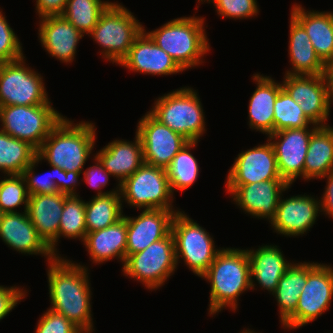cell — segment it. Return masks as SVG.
<instances>
[{
	"mask_svg": "<svg viewBox=\"0 0 333 333\" xmlns=\"http://www.w3.org/2000/svg\"><path fill=\"white\" fill-rule=\"evenodd\" d=\"M122 203L138 210H175L166 169L143 163L119 185Z\"/></svg>",
	"mask_w": 333,
	"mask_h": 333,
	"instance_id": "cell-11",
	"label": "cell"
},
{
	"mask_svg": "<svg viewBox=\"0 0 333 333\" xmlns=\"http://www.w3.org/2000/svg\"><path fill=\"white\" fill-rule=\"evenodd\" d=\"M283 88L299 104L305 116L315 125L328 126L331 99L326 74H284Z\"/></svg>",
	"mask_w": 333,
	"mask_h": 333,
	"instance_id": "cell-13",
	"label": "cell"
},
{
	"mask_svg": "<svg viewBox=\"0 0 333 333\" xmlns=\"http://www.w3.org/2000/svg\"><path fill=\"white\" fill-rule=\"evenodd\" d=\"M136 217H123L127 220L126 258L145 250L150 244L165 238L171 232V224L176 210L146 209Z\"/></svg>",
	"mask_w": 333,
	"mask_h": 333,
	"instance_id": "cell-19",
	"label": "cell"
},
{
	"mask_svg": "<svg viewBox=\"0 0 333 333\" xmlns=\"http://www.w3.org/2000/svg\"><path fill=\"white\" fill-rule=\"evenodd\" d=\"M127 220L123 217L117 223L87 233L84 244L93 264L105 263L117 258L124 264L127 246Z\"/></svg>",
	"mask_w": 333,
	"mask_h": 333,
	"instance_id": "cell-27",
	"label": "cell"
},
{
	"mask_svg": "<svg viewBox=\"0 0 333 333\" xmlns=\"http://www.w3.org/2000/svg\"><path fill=\"white\" fill-rule=\"evenodd\" d=\"M120 192L91 197L85 202L87 233L109 227L123 218Z\"/></svg>",
	"mask_w": 333,
	"mask_h": 333,
	"instance_id": "cell-32",
	"label": "cell"
},
{
	"mask_svg": "<svg viewBox=\"0 0 333 333\" xmlns=\"http://www.w3.org/2000/svg\"><path fill=\"white\" fill-rule=\"evenodd\" d=\"M307 281V262L292 263L272 293L280 314L281 324L295 311L298 299Z\"/></svg>",
	"mask_w": 333,
	"mask_h": 333,
	"instance_id": "cell-31",
	"label": "cell"
},
{
	"mask_svg": "<svg viewBox=\"0 0 333 333\" xmlns=\"http://www.w3.org/2000/svg\"><path fill=\"white\" fill-rule=\"evenodd\" d=\"M326 77L329 85V94L331 102L333 103V62L327 64Z\"/></svg>",
	"mask_w": 333,
	"mask_h": 333,
	"instance_id": "cell-48",
	"label": "cell"
},
{
	"mask_svg": "<svg viewBox=\"0 0 333 333\" xmlns=\"http://www.w3.org/2000/svg\"><path fill=\"white\" fill-rule=\"evenodd\" d=\"M37 156L28 142L14 138L0 129V171L5 175H22Z\"/></svg>",
	"mask_w": 333,
	"mask_h": 333,
	"instance_id": "cell-33",
	"label": "cell"
},
{
	"mask_svg": "<svg viewBox=\"0 0 333 333\" xmlns=\"http://www.w3.org/2000/svg\"><path fill=\"white\" fill-rule=\"evenodd\" d=\"M198 142L200 141L187 142L166 168L172 194L175 190H187L196 182L200 172L199 165L190 150L197 147Z\"/></svg>",
	"mask_w": 333,
	"mask_h": 333,
	"instance_id": "cell-34",
	"label": "cell"
},
{
	"mask_svg": "<svg viewBox=\"0 0 333 333\" xmlns=\"http://www.w3.org/2000/svg\"><path fill=\"white\" fill-rule=\"evenodd\" d=\"M331 171H333V127L319 126L309 141L304 164V180H321Z\"/></svg>",
	"mask_w": 333,
	"mask_h": 333,
	"instance_id": "cell-30",
	"label": "cell"
},
{
	"mask_svg": "<svg viewBox=\"0 0 333 333\" xmlns=\"http://www.w3.org/2000/svg\"><path fill=\"white\" fill-rule=\"evenodd\" d=\"M204 19L199 16L180 17L153 31H144L183 70L200 66L210 50Z\"/></svg>",
	"mask_w": 333,
	"mask_h": 333,
	"instance_id": "cell-4",
	"label": "cell"
},
{
	"mask_svg": "<svg viewBox=\"0 0 333 333\" xmlns=\"http://www.w3.org/2000/svg\"><path fill=\"white\" fill-rule=\"evenodd\" d=\"M59 192L53 194L29 195L27 214L40 238L50 248L55 256L58 254V233L61 213L63 212L65 197Z\"/></svg>",
	"mask_w": 333,
	"mask_h": 333,
	"instance_id": "cell-22",
	"label": "cell"
},
{
	"mask_svg": "<svg viewBox=\"0 0 333 333\" xmlns=\"http://www.w3.org/2000/svg\"><path fill=\"white\" fill-rule=\"evenodd\" d=\"M35 333H83L70 320L51 309H47L37 322Z\"/></svg>",
	"mask_w": 333,
	"mask_h": 333,
	"instance_id": "cell-42",
	"label": "cell"
},
{
	"mask_svg": "<svg viewBox=\"0 0 333 333\" xmlns=\"http://www.w3.org/2000/svg\"><path fill=\"white\" fill-rule=\"evenodd\" d=\"M279 246L262 245L257 249H247L250 262L251 288L258 285L269 293H273L278 286V282L285 274L288 267L293 263L285 259ZM256 279V280H255ZM256 285V286H255Z\"/></svg>",
	"mask_w": 333,
	"mask_h": 333,
	"instance_id": "cell-25",
	"label": "cell"
},
{
	"mask_svg": "<svg viewBox=\"0 0 333 333\" xmlns=\"http://www.w3.org/2000/svg\"><path fill=\"white\" fill-rule=\"evenodd\" d=\"M150 109L149 112L157 120L188 141H199L207 131L200 97L189 86L163 94Z\"/></svg>",
	"mask_w": 333,
	"mask_h": 333,
	"instance_id": "cell-5",
	"label": "cell"
},
{
	"mask_svg": "<svg viewBox=\"0 0 333 333\" xmlns=\"http://www.w3.org/2000/svg\"><path fill=\"white\" fill-rule=\"evenodd\" d=\"M289 50L292 68L288 75H324L327 65L314 51L313 44L304 27L290 14ZM293 69V70H292Z\"/></svg>",
	"mask_w": 333,
	"mask_h": 333,
	"instance_id": "cell-29",
	"label": "cell"
},
{
	"mask_svg": "<svg viewBox=\"0 0 333 333\" xmlns=\"http://www.w3.org/2000/svg\"><path fill=\"white\" fill-rule=\"evenodd\" d=\"M111 3L109 0H68L62 16L86 36L92 32L100 15Z\"/></svg>",
	"mask_w": 333,
	"mask_h": 333,
	"instance_id": "cell-35",
	"label": "cell"
},
{
	"mask_svg": "<svg viewBox=\"0 0 333 333\" xmlns=\"http://www.w3.org/2000/svg\"><path fill=\"white\" fill-rule=\"evenodd\" d=\"M93 160H95V165H90L89 168L83 171L84 178L82 180H85L84 182H86L88 185H90V187L98 191L96 196L105 195L113 192H120L119 185H117L115 189L113 188L112 191H102V188L106 187V185L108 184L109 176L111 177V174L104 168L103 164L96 156H94Z\"/></svg>",
	"mask_w": 333,
	"mask_h": 333,
	"instance_id": "cell-43",
	"label": "cell"
},
{
	"mask_svg": "<svg viewBox=\"0 0 333 333\" xmlns=\"http://www.w3.org/2000/svg\"><path fill=\"white\" fill-rule=\"evenodd\" d=\"M273 119L274 132L315 125L305 116L299 104L291 98L284 88L280 90L275 100Z\"/></svg>",
	"mask_w": 333,
	"mask_h": 333,
	"instance_id": "cell-37",
	"label": "cell"
},
{
	"mask_svg": "<svg viewBox=\"0 0 333 333\" xmlns=\"http://www.w3.org/2000/svg\"><path fill=\"white\" fill-rule=\"evenodd\" d=\"M333 298L331 264L307 262V281L300 293L295 311L282 323L284 329H297L315 321L328 311Z\"/></svg>",
	"mask_w": 333,
	"mask_h": 333,
	"instance_id": "cell-10",
	"label": "cell"
},
{
	"mask_svg": "<svg viewBox=\"0 0 333 333\" xmlns=\"http://www.w3.org/2000/svg\"><path fill=\"white\" fill-rule=\"evenodd\" d=\"M318 125L304 128L282 129L268 135L272 144L280 177L289 185L297 178L304 179V164L312 133ZM273 140V141H272Z\"/></svg>",
	"mask_w": 333,
	"mask_h": 333,
	"instance_id": "cell-15",
	"label": "cell"
},
{
	"mask_svg": "<svg viewBox=\"0 0 333 333\" xmlns=\"http://www.w3.org/2000/svg\"><path fill=\"white\" fill-rule=\"evenodd\" d=\"M201 278L211 286L208 308L210 316L227 307L236 311L239 296L252 290L247 250L223 247Z\"/></svg>",
	"mask_w": 333,
	"mask_h": 333,
	"instance_id": "cell-2",
	"label": "cell"
},
{
	"mask_svg": "<svg viewBox=\"0 0 333 333\" xmlns=\"http://www.w3.org/2000/svg\"><path fill=\"white\" fill-rule=\"evenodd\" d=\"M0 239L21 254L42 255L47 258V262L56 257L38 235L27 211L1 213Z\"/></svg>",
	"mask_w": 333,
	"mask_h": 333,
	"instance_id": "cell-20",
	"label": "cell"
},
{
	"mask_svg": "<svg viewBox=\"0 0 333 333\" xmlns=\"http://www.w3.org/2000/svg\"><path fill=\"white\" fill-rule=\"evenodd\" d=\"M26 291L19 286L0 285V321L26 297Z\"/></svg>",
	"mask_w": 333,
	"mask_h": 333,
	"instance_id": "cell-44",
	"label": "cell"
},
{
	"mask_svg": "<svg viewBox=\"0 0 333 333\" xmlns=\"http://www.w3.org/2000/svg\"><path fill=\"white\" fill-rule=\"evenodd\" d=\"M29 193L22 175H4L0 180V212H17V207L24 204L27 211ZM16 210H15V209Z\"/></svg>",
	"mask_w": 333,
	"mask_h": 333,
	"instance_id": "cell-39",
	"label": "cell"
},
{
	"mask_svg": "<svg viewBox=\"0 0 333 333\" xmlns=\"http://www.w3.org/2000/svg\"><path fill=\"white\" fill-rule=\"evenodd\" d=\"M93 156H96L111 176L117 179L118 185L144 163L142 141L137 133L133 142L115 139Z\"/></svg>",
	"mask_w": 333,
	"mask_h": 333,
	"instance_id": "cell-24",
	"label": "cell"
},
{
	"mask_svg": "<svg viewBox=\"0 0 333 333\" xmlns=\"http://www.w3.org/2000/svg\"><path fill=\"white\" fill-rule=\"evenodd\" d=\"M79 195L65 197L63 212L61 213L58 241L60 237L76 239L84 242L87 230L85 221V200Z\"/></svg>",
	"mask_w": 333,
	"mask_h": 333,
	"instance_id": "cell-36",
	"label": "cell"
},
{
	"mask_svg": "<svg viewBox=\"0 0 333 333\" xmlns=\"http://www.w3.org/2000/svg\"><path fill=\"white\" fill-rule=\"evenodd\" d=\"M320 212V200L311 195L301 194L284 199L281 196L270 226L273 232L283 236H303L315 224Z\"/></svg>",
	"mask_w": 333,
	"mask_h": 333,
	"instance_id": "cell-18",
	"label": "cell"
},
{
	"mask_svg": "<svg viewBox=\"0 0 333 333\" xmlns=\"http://www.w3.org/2000/svg\"><path fill=\"white\" fill-rule=\"evenodd\" d=\"M130 71L150 75H172L183 72L173 58L161 49L143 30L118 64Z\"/></svg>",
	"mask_w": 333,
	"mask_h": 333,
	"instance_id": "cell-21",
	"label": "cell"
},
{
	"mask_svg": "<svg viewBox=\"0 0 333 333\" xmlns=\"http://www.w3.org/2000/svg\"><path fill=\"white\" fill-rule=\"evenodd\" d=\"M38 38L42 47L63 63H71L76 56L77 45L84 35L62 15L39 19Z\"/></svg>",
	"mask_w": 333,
	"mask_h": 333,
	"instance_id": "cell-23",
	"label": "cell"
},
{
	"mask_svg": "<svg viewBox=\"0 0 333 333\" xmlns=\"http://www.w3.org/2000/svg\"><path fill=\"white\" fill-rule=\"evenodd\" d=\"M177 265L180 260L198 277H202L215 257L222 250L217 249L214 238L197 221L184 211L174 214L171 224Z\"/></svg>",
	"mask_w": 333,
	"mask_h": 333,
	"instance_id": "cell-7",
	"label": "cell"
},
{
	"mask_svg": "<svg viewBox=\"0 0 333 333\" xmlns=\"http://www.w3.org/2000/svg\"><path fill=\"white\" fill-rule=\"evenodd\" d=\"M49 309L62 314L83 333L94 331L88 267L56 256L48 263Z\"/></svg>",
	"mask_w": 333,
	"mask_h": 333,
	"instance_id": "cell-1",
	"label": "cell"
},
{
	"mask_svg": "<svg viewBox=\"0 0 333 333\" xmlns=\"http://www.w3.org/2000/svg\"><path fill=\"white\" fill-rule=\"evenodd\" d=\"M49 101L32 106H1V130L8 135L28 142L38 150L53 127L63 118Z\"/></svg>",
	"mask_w": 333,
	"mask_h": 333,
	"instance_id": "cell-9",
	"label": "cell"
},
{
	"mask_svg": "<svg viewBox=\"0 0 333 333\" xmlns=\"http://www.w3.org/2000/svg\"><path fill=\"white\" fill-rule=\"evenodd\" d=\"M124 276L157 290L177 269L172 233L150 244L145 250L129 255L122 265Z\"/></svg>",
	"mask_w": 333,
	"mask_h": 333,
	"instance_id": "cell-8",
	"label": "cell"
},
{
	"mask_svg": "<svg viewBox=\"0 0 333 333\" xmlns=\"http://www.w3.org/2000/svg\"><path fill=\"white\" fill-rule=\"evenodd\" d=\"M23 57L22 44L0 9V64Z\"/></svg>",
	"mask_w": 333,
	"mask_h": 333,
	"instance_id": "cell-41",
	"label": "cell"
},
{
	"mask_svg": "<svg viewBox=\"0 0 333 333\" xmlns=\"http://www.w3.org/2000/svg\"><path fill=\"white\" fill-rule=\"evenodd\" d=\"M212 3L219 16L229 19H247L257 16V0H198L197 3Z\"/></svg>",
	"mask_w": 333,
	"mask_h": 333,
	"instance_id": "cell-40",
	"label": "cell"
},
{
	"mask_svg": "<svg viewBox=\"0 0 333 333\" xmlns=\"http://www.w3.org/2000/svg\"><path fill=\"white\" fill-rule=\"evenodd\" d=\"M227 193L243 212L253 218L267 219L269 223L275 218L281 195L289 185L283 179H270L245 185H226Z\"/></svg>",
	"mask_w": 333,
	"mask_h": 333,
	"instance_id": "cell-16",
	"label": "cell"
},
{
	"mask_svg": "<svg viewBox=\"0 0 333 333\" xmlns=\"http://www.w3.org/2000/svg\"><path fill=\"white\" fill-rule=\"evenodd\" d=\"M146 113L136 129L142 141L144 163L166 169L189 141L162 124L149 111Z\"/></svg>",
	"mask_w": 333,
	"mask_h": 333,
	"instance_id": "cell-14",
	"label": "cell"
},
{
	"mask_svg": "<svg viewBox=\"0 0 333 333\" xmlns=\"http://www.w3.org/2000/svg\"><path fill=\"white\" fill-rule=\"evenodd\" d=\"M323 179L327 178L326 187L320 200V209L323 214L333 218V171L329 172Z\"/></svg>",
	"mask_w": 333,
	"mask_h": 333,
	"instance_id": "cell-46",
	"label": "cell"
},
{
	"mask_svg": "<svg viewBox=\"0 0 333 333\" xmlns=\"http://www.w3.org/2000/svg\"><path fill=\"white\" fill-rule=\"evenodd\" d=\"M291 9L290 14L304 27L320 59L326 65L333 62V11H308L297 3Z\"/></svg>",
	"mask_w": 333,
	"mask_h": 333,
	"instance_id": "cell-28",
	"label": "cell"
},
{
	"mask_svg": "<svg viewBox=\"0 0 333 333\" xmlns=\"http://www.w3.org/2000/svg\"><path fill=\"white\" fill-rule=\"evenodd\" d=\"M25 56L0 64V107L32 106L50 101L41 74L26 66Z\"/></svg>",
	"mask_w": 333,
	"mask_h": 333,
	"instance_id": "cell-12",
	"label": "cell"
},
{
	"mask_svg": "<svg viewBox=\"0 0 333 333\" xmlns=\"http://www.w3.org/2000/svg\"><path fill=\"white\" fill-rule=\"evenodd\" d=\"M68 0H36V14L39 18L62 15Z\"/></svg>",
	"mask_w": 333,
	"mask_h": 333,
	"instance_id": "cell-45",
	"label": "cell"
},
{
	"mask_svg": "<svg viewBox=\"0 0 333 333\" xmlns=\"http://www.w3.org/2000/svg\"><path fill=\"white\" fill-rule=\"evenodd\" d=\"M280 177L272 144L267 142L241 151L230 167L225 185H245Z\"/></svg>",
	"mask_w": 333,
	"mask_h": 333,
	"instance_id": "cell-17",
	"label": "cell"
},
{
	"mask_svg": "<svg viewBox=\"0 0 333 333\" xmlns=\"http://www.w3.org/2000/svg\"><path fill=\"white\" fill-rule=\"evenodd\" d=\"M252 80L257 86L249 100V127L268 136L274 133V103L283 86L271 76L259 73L253 74Z\"/></svg>",
	"mask_w": 333,
	"mask_h": 333,
	"instance_id": "cell-26",
	"label": "cell"
},
{
	"mask_svg": "<svg viewBox=\"0 0 333 333\" xmlns=\"http://www.w3.org/2000/svg\"><path fill=\"white\" fill-rule=\"evenodd\" d=\"M143 30L144 26L129 9L112 2L88 36L102 47L99 52L102 58L119 64Z\"/></svg>",
	"mask_w": 333,
	"mask_h": 333,
	"instance_id": "cell-6",
	"label": "cell"
},
{
	"mask_svg": "<svg viewBox=\"0 0 333 333\" xmlns=\"http://www.w3.org/2000/svg\"><path fill=\"white\" fill-rule=\"evenodd\" d=\"M81 173L75 171H65L63 170V178H62V193L68 196L70 195H78L76 192V186L80 184L79 177Z\"/></svg>",
	"mask_w": 333,
	"mask_h": 333,
	"instance_id": "cell-47",
	"label": "cell"
},
{
	"mask_svg": "<svg viewBox=\"0 0 333 333\" xmlns=\"http://www.w3.org/2000/svg\"><path fill=\"white\" fill-rule=\"evenodd\" d=\"M41 161V158L37 155L22 173L29 195L62 193L63 169L49 165L52 168V172L39 176L36 174L35 169Z\"/></svg>",
	"mask_w": 333,
	"mask_h": 333,
	"instance_id": "cell-38",
	"label": "cell"
},
{
	"mask_svg": "<svg viewBox=\"0 0 333 333\" xmlns=\"http://www.w3.org/2000/svg\"><path fill=\"white\" fill-rule=\"evenodd\" d=\"M240 333H257V332L247 328V329L242 330V332H240Z\"/></svg>",
	"mask_w": 333,
	"mask_h": 333,
	"instance_id": "cell-49",
	"label": "cell"
},
{
	"mask_svg": "<svg viewBox=\"0 0 333 333\" xmlns=\"http://www.w3.org/2000/svg\"><path fill=\"white\" fill-rule=\"evenodd\" d=\"M96 138L94 123H74L63 116L45 138L37 155L49 165L60 167L66 172L83 173L82 169L92 154Z\"/></svg>",
	"mask_w": 333,
	"mask_h": 333,
	"instance_id": "cell-3",
	"label": "cell"
}]
</instances>
